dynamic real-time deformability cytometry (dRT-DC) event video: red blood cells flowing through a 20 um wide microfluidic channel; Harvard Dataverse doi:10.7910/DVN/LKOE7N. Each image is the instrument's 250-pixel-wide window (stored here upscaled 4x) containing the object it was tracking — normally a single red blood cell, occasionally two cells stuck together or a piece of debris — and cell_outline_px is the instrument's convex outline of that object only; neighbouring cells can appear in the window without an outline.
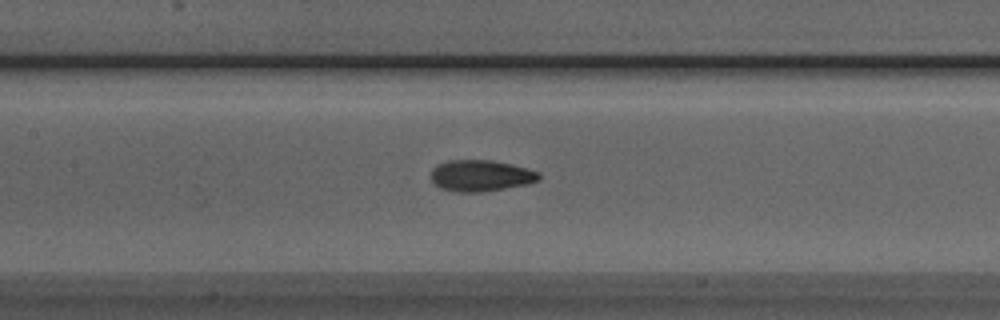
{"species": "Egyptian fruit bat (a non-hibernating species)", "species_latin": "Rousettus aegyptiacus", "temperature_condition": "room temperature", "stored_images_in_passage": 40, "camera_frame_rate_fps": 3000, "um_per_image_px": 0.085, "animal": {"sex": "male"}, "frame": {"image": 1, "passage_image": 12, "time_ms": 3.667, "image_size_px": [1000, 320], "cell_outline_px": [[540, 180], [528, 184], [480, 192], [452, 192], [440, 188], [432, 180], [432, 168], [436, 164], [448, 160], [492, 160], [512, 164], [540, 172]], "centroid_in_image_um": [40.86, 14.93], "position_along_channel_um": 166.5, "area_um2": 19.83}}
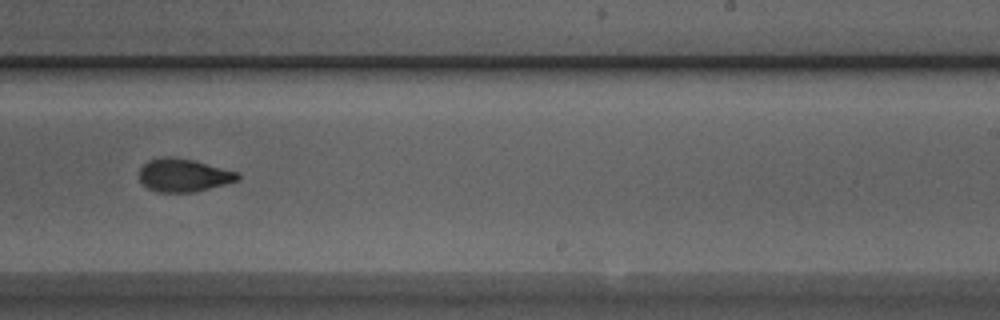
{"frame": {"image": 2, "passage_image": 20, "time_ms": 6.333, "image_size_px": [1000, 320], "cell_outline_px": [[240, 180], [192, 192], [156, 192], [148, 188], [140, 180], [140, 168], [148, 160], [160, 156], [168, 156], [192, 160], [240, 172]], "centroid_in_image_um": [15.6, 14.88], "position_along_channel_um": 273.4, "area_um2": 18.9}}
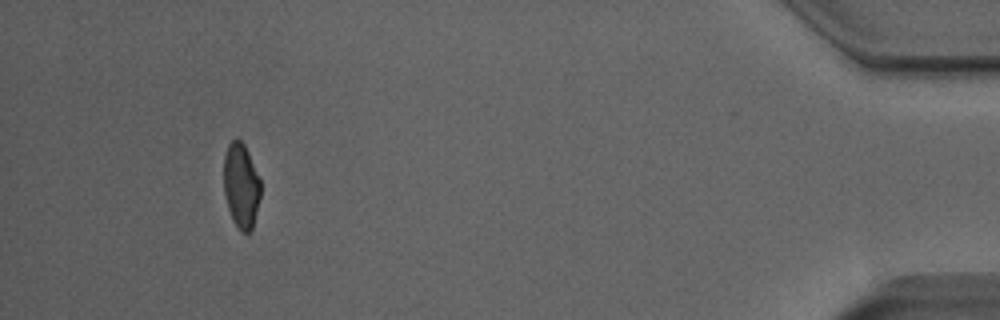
{"frame": {"image": 3, "passage_image": 36, "time_ms": 11.667, "image_size_px": [1000, 320], "cell_outline_px": [[260, 196], [252, 228], [248, 232], [240, 232], [232, 220], [228, 208], [224, 192], [224, 156], [228, 144], [236, 136], [244, 144], [248, 152], [260, 180]], "centroid_in_image_um": [20.48, 15.76], "position_along_channel_um": 414.7, "area_um2": 18.15}, "authors_computed_cell_mechanics": {"area_um2": 19.3341, "velocity_mm_per_s": 4.0218, "shape_relaxation_time_tau1_ms": 4.8462, "shape_relaxation_time_tau2_ms": 1.7029, "deformation_change_tau1": 0.1529, "deformation_change_tau2": 0.0726}}